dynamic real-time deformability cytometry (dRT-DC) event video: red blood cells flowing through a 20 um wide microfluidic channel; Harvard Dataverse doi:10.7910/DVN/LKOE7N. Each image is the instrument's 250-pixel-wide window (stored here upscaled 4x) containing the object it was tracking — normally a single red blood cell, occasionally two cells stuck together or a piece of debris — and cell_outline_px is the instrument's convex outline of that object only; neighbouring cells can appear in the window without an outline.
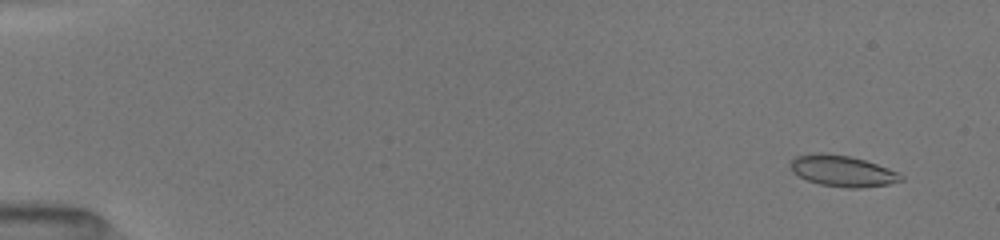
{"species": "common noctule bat (a hibernating species)", "species_latin": "Nyctalus noctula", "temperature_condition": "room temperature", "stored_images_in_passage": 52, "camera_frame_rate_fps": 3000, "um_per_image_px": 0.085, "animal": {"sex": "female", "body_mass_g": 19.5, "forearm_length_mm": 54.1}, "frame": {"image": 1, "passage_image": 4, "time_ms": 1.0, "image_size_px": [1000, 240], "cell_outline_px": [[904, 180], [888, 184], [860, 188], [848, 188], [820, 184], [808, 180], [792, 172], [788, 164], [796, 156], [816, 152], [820, 152], [848, 156], [864, 160], [900, 172], [904, 176]], "centroid_in_image_um": [71.61, 14.53], "position_along_channel_um": 13.4, "area_um2": 20.06}}
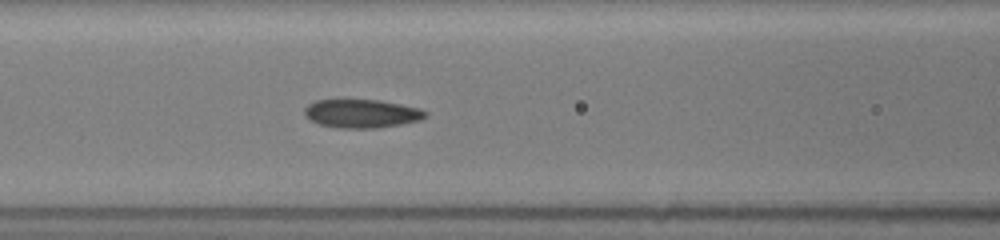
{"frame": {"image": 2, "passage_image": 24, "time_ms": 7.667, "image_size_px": [1000, 240], "cell_outline_px": [[428, 116], [420, 120], [400, 124], [376, 128], [336, 128], [320, 124], [304, 116], [304, 108], [308, 104], [316, 100], [380, 100], [420, 108], [428, 112]], "centroid_in_image_um": [30.75, 9.65], "position_along_channel_um": 135.8, "area_um2": 20.11}}
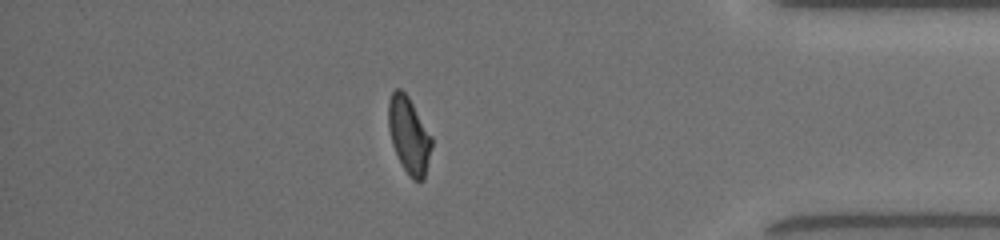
{"frame": {"image": 3, "passage_image": 46, "time_ms": 15.0, "image_size_px": [1000, 240], "cell_outline_px": [[432, 148], [424, 180], [412, 180], [408, 176], [392, 144], [388, 128], [388, 100], [392, 92], [396, 88], [400, 88], [408, 96], [432, 136]], "centroid_in_image_um": [34.76, 11.49], "position_along_channel_um": 400.4, "area_um2": 19.31}, "authors_computed_cell_mechanics": {"area_um2": 20.0566, "velocity_mm_per_s": 4.0062, "shape_relaxation_time_tau1_ms": 4.7875, "shape_relaxation_time_tau2_ms": 1.3526, "deformation_change_tau1": 0.1704, "deformation_change_tau2": 0.0682}}